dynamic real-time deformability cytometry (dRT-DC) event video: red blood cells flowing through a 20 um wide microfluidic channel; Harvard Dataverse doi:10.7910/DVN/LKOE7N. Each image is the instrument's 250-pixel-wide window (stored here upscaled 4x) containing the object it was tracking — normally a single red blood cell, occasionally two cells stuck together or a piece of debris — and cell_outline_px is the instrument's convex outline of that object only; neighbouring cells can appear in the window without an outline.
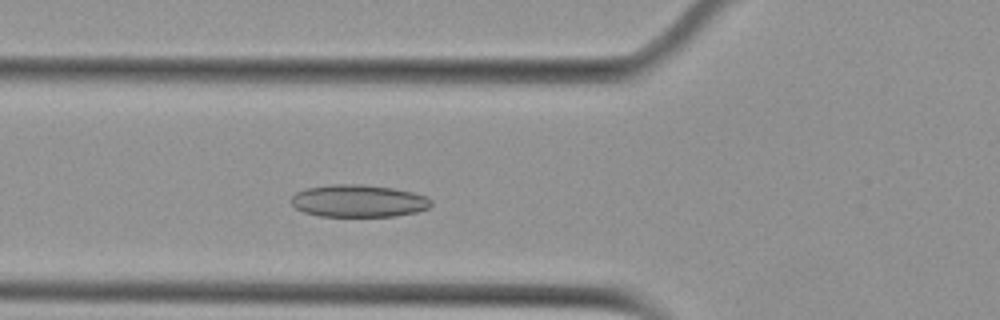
{"species": "Egyptian fruit bat (a non-hibernating species)", "species_latin": "Rousettus aegyptiacus", "temperature_condition": "cold", "stored_images_in_passage": 41, "camera_frame_rate_fps": 3000, "um_per_image_px": 0.085, "animal": {"sex": "female"}, "frame": {"image": 1, "passage_image": 6, "time_ms": 1.667, "image_size_px": [1000, 320], "cell_outline_px": [[432, 204], [428, 208], [416, 212], [396, 216], [320, 216], [304, 212], [296, 208], [288, 200], [296, 192], [304, 188], [332, 184], [360, 184], [392, 188], [412, 192], [424, 196], [432, 200]], "centroid_in_image_um": [30.43, 17.07], "position_along_channel_um": 95.4, "area_um2": 26.47}}
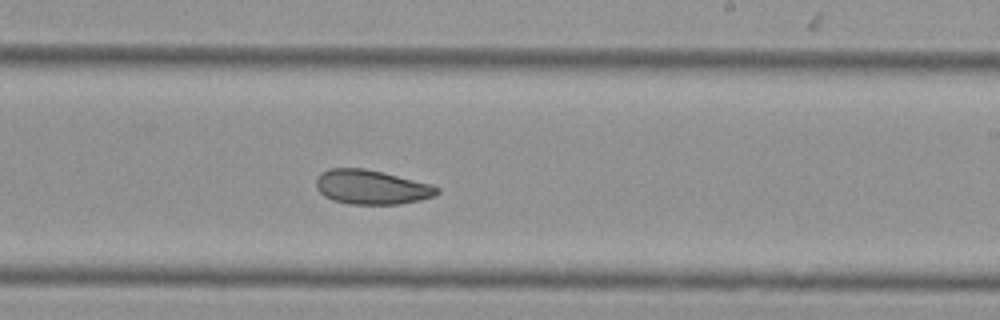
{"frame": {"image": 2, "passage_image": 19, "time_ms": 6.0, "image_size_px": [1000, 320], "cell_outline_px": [[440, 192], [436, 196], [420, 200], [400, 204], [348, 204], [332, 200], [324, 196], [316, 188], [316, 180], [320, 172], [328, 168], [364, 168], [384, 172], [432, 184], [440, 188]], "centroid_in_image_um": [31.59, 15.9], "position_along_channel_um": 257.4, "area_um2": 24.57}}
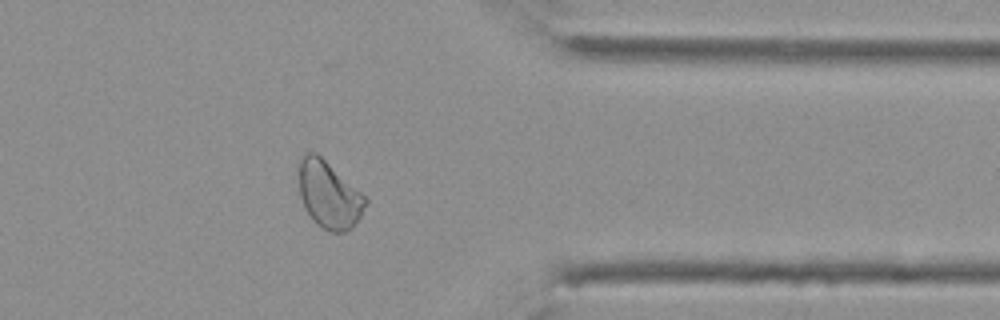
{"frame": {"image": 3, "passage_image": 30, "time_ms": 9.667, "image_size_px": [1000, 320], "cell_outline_px": [[368, 204], [352, 228], [344, 232], [332, 232], [320, 228], [316, 224], [304, 208], [300, 196], [296, 164], [296, 160], [304, 152], [316, 152], [360, 192], [368, 200]], "centroid_in_image_um": [27.89, 16.53], "position_along_channel_um": 383.5, "area_um2": 26.41}, "authors_computed_cell_mechanics": {"area_um2": 25.432, "velocity_mm_per_s": 3.7485, "shape_relaxation_time_tau1_ms": 6.9941, "shape_relaxation_time_tau2_ms": 4.5622, "deformation_change_tau1": 0.1188, "deformation_change_tau2": 0.0944}}